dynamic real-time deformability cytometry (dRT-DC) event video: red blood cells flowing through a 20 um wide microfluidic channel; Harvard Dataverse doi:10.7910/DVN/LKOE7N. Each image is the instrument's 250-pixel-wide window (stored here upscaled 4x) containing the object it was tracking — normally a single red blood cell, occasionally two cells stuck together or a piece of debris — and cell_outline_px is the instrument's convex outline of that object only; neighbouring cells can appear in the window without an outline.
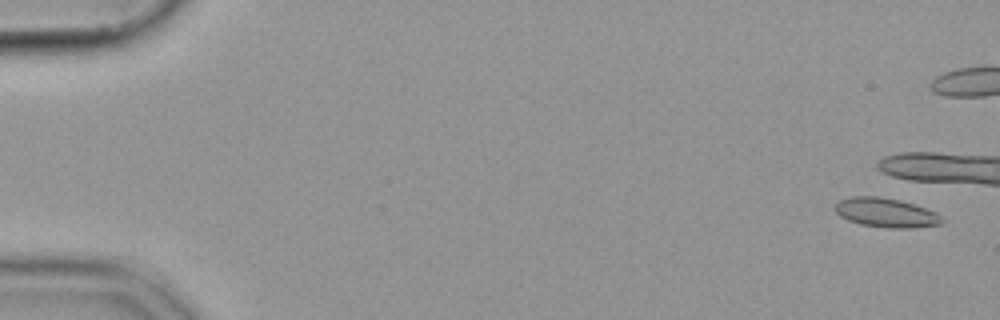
{"species": "common noctule bat (a hibernating species)", "species_latin": "Nyctalus noctula", "temperature_condition": "cold", "stored_images_in_passage": 7, "camera_frame_rate_fps": 3000, "um_per_image_px": 0.085, "animal": {"sex": "female", "body_mass_g": 19.9}, "frame": {"image": 1, "passage_image": 2, "time_ms": 0.333, "image_size_px": [1000, 320], "cell_outline_px": [[944, 224], [912, 228], [888, 228], [860, 224], [848, 220], [840, 216], [836, 212], [836, 204], [840, 200], [852, 196], [880, 196], [900, 200], [936, 212], [944, 220]], "centroid_in_image_um": [75.33, 18.08], "position_along_channel_um": 9.7, "area_um2": 18.21}}